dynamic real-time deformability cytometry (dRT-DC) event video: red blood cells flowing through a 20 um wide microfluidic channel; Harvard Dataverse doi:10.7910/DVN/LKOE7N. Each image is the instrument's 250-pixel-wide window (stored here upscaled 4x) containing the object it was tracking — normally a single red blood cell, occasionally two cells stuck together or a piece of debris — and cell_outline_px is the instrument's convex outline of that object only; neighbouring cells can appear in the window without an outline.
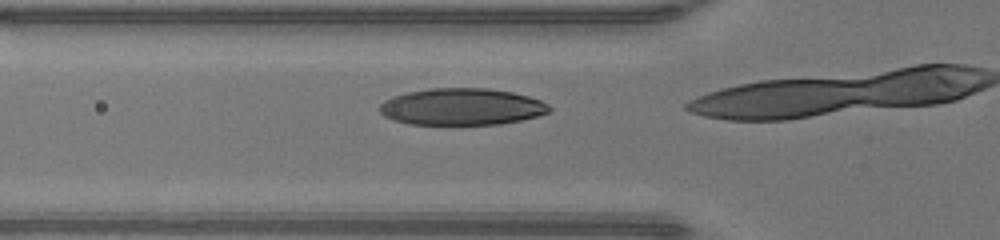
{"species": "human", "species_latin": "Homo sapiens", "temperature_condition": "warm", "stored_images_in_passage": 10, "camera_frame_rate_fps": 3000, "um_per_image_px": 0.085, "donor": {"sex": "male"}, "frame": {"image": 1, "passage_image": 9, "time_ms": 2.667, "image_size_px": [1000, 240], "cell_outline_px": [[552, 108], [548, 112], [536, 116], [520, 120], [500, 124], [408, 124], [392, 120], [384, 116], [380, 112], [380, 104], [384, 100], [392, 96], [408, 92], [432, 88], [488, 88], [512, 92], [528, 96], [540, 100], [548, 104]], "centroid_in_image_um": [39.22, 9.07], "position_along_channel_um": 86.6, "area_um2": 36.36}}